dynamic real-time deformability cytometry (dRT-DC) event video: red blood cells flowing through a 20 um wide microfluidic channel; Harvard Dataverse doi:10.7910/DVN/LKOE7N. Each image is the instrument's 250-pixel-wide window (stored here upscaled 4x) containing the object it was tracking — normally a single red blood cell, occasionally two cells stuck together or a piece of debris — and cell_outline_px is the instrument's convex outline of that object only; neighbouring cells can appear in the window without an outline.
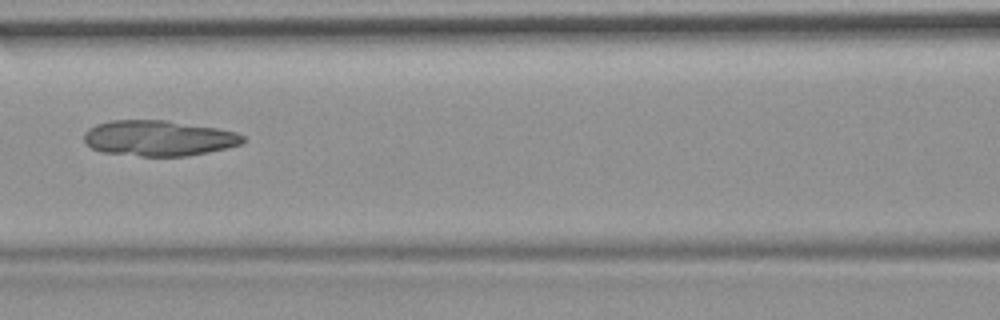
{"species": "common noctule bat (a hibernating species)", "species_latin": "Nyctalus noctula", "temperature_condition": "room temperature", "stored_images_in_passage": 8, "camera_frame_rate_fps": 3000, "um_per_image_px": 0.085, "animal": {"sex": "female", "body_mass_g": 19.9}, "frame": {"image": 1, "passage_image": 7, "time_ms": 2.0, "image_size_px": [1000, 320], "cell_outline_px": [[244, 140], [240, 144], [208, 152], [188, 156], [140, 156], [100, 152], [92, 148], [84, 140], [84, 132], [88, 128], [96, 124], [112, 120], [164, 120], [216, 128], [236, 132], [244, 136]], "centroid_in_image_um": [13.44, 11.75], "position_along_channel_um": 153.2, "area_um2": 32.83}}
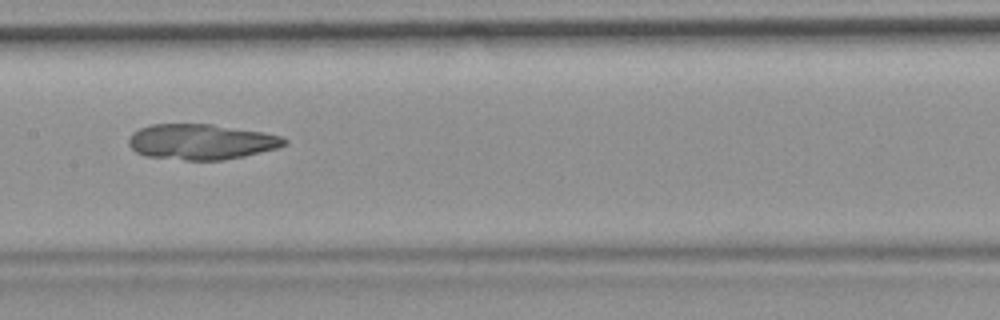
{"frame": {"image": 2, "passage_image": 8, "time_ms": 2.333, "image_size_px": [1000, 320], "cell_outline_px": [[288, 144], [276, 148], [244, 156], [224, 160], [184, 160], [144, 156], [136, 152], [128, 144], [128, 140], [132, 132], [140, 128], [152, 124], [212, 124], [264, 132], [280, 136], [288, 140]], "centroid_in_image_um": [17.09, 12.05], "position_along_channel_um": 190.3, "area_um2": 32.31}}